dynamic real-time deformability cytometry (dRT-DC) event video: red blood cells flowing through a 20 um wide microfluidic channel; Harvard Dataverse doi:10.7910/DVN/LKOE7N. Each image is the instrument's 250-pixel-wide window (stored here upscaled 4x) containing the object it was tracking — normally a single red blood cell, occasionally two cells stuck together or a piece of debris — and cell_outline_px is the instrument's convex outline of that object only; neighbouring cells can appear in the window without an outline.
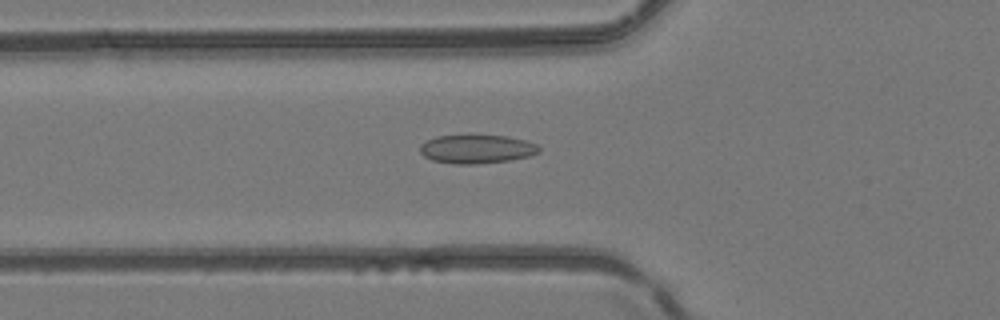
{"species": "common noctule bat (a hibernating species)", "species_latin": "Nyctalus noctula", "temperature_condition": "room temperature", "stored_images_in_passage": 51, "camera_frame_rate_fps": 3000, "um_per_image_px": 0.085, "animal": {"sex": "female", "body_mass_g": 24.6, "forearm_length_mm": 56.2}, "frame": {"image": 1, "passage_image": 19, "time_ms": 6.0, "image_size_px": [1000, 320], "cell_outline_px": [[540, 152], [528, 156], [508, 160], [476, 164], [456, 164], [432, 160], [424, 156], [420, 152], [420, 144], [436, 136], [468, 132], [508, 136], [524, 140], [536, 144], [540, 148]], "centroid_in_image_um": [40.48, 12.61], "position_along_channel_um": 85.3, "area_um2": 20.63}}
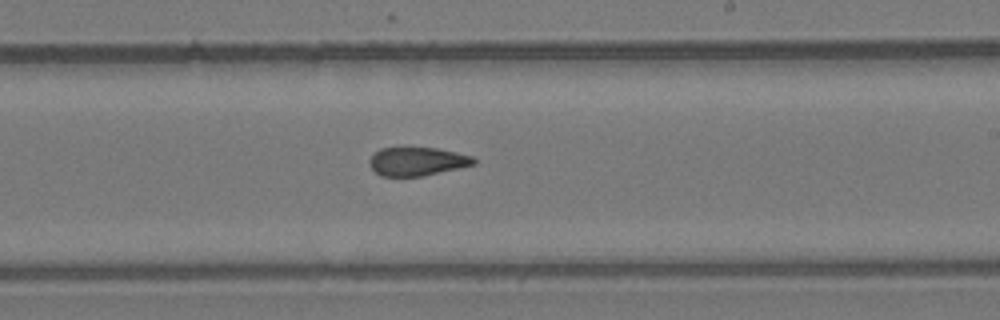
{"frame": {"image": 2, "passage_image": 31, "time_ms": 10.0, "image_size_px": [1000, 320], "cell_outline_px": [[476, 164], [420, 176], [380, 176], [368, 164], [368, 160], [380, 148], [404, 144], [436, 148], [456, 152], [472, 156], [476, 160]], "centroid_in_image_um": [35.4, 13.66], "position_along_channel_um": 253.6, "area_um2": 17.92}}
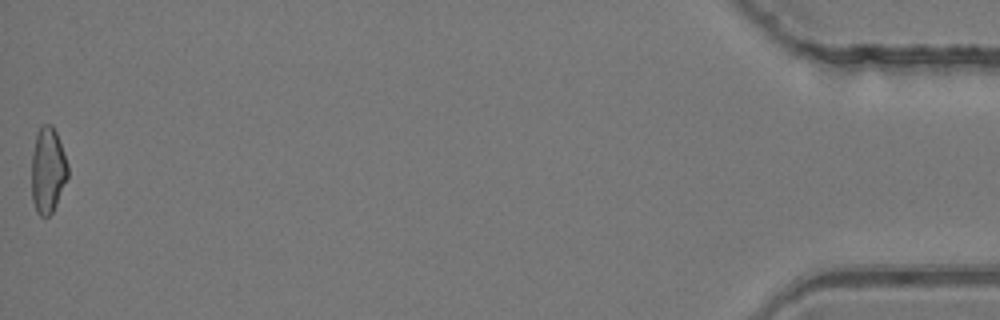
{"frame": {"image": 3, "passage_image": 51, "time_ms": 16.667, "image_size_px": [1000, 320], "cell_outline_px": [[68, 176], [56, 204], [52, 212], [48, 216], [40, 216], [36, 212], [32, 200], [32, 152], [36, 132], [40, 124], [52, 124], [56, 132], [68, 164]], "centroid_in_image_um": [4.05, 14.44], "position_along_channel_um": 431.2, "area_um2": 18.21}, "authors_computed_cell_mechanics": {"area_um2": 18.6694, "velocity_mm_per_s": 4.1818, "shape_relaxation_time_tau1_ms": null, "shape_relaxation_time_tau2_ms": 2.0992, "deformation_change_tau1": null, "deformation_change_tau2": 0.0834}}